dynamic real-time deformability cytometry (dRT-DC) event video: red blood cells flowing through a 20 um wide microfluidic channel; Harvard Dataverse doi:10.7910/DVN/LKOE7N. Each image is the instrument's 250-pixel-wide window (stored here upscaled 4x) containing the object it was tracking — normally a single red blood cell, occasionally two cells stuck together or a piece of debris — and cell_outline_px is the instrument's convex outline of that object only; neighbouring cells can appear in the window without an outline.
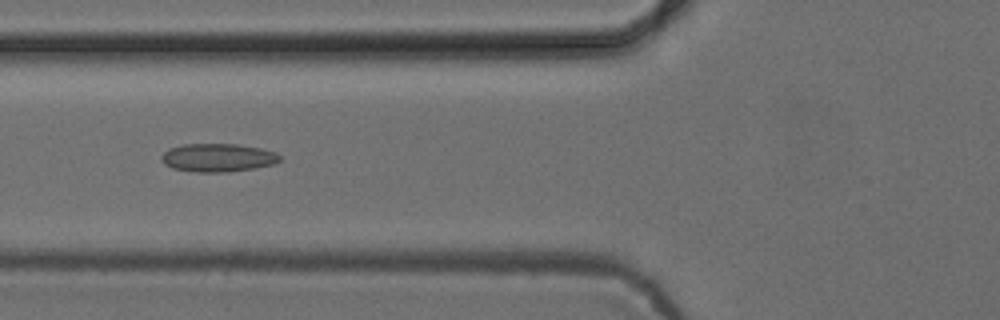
{"species": "common noctule bat (a hibernating species)", "species_latin": "Nyctalus noctula", "temperature_condition": "cold", "stored_images_in_passage": 52, "camera_frame_rate_fps": 3000, "um_per_image_px": 0.085, "animal": {"sex": "female", "body_mass_g": 24.6, "forearm_length_mm": 56.2}, "frame": {"image": 1, "passage_image": 20, "time_ms": 6.333, "image_size_px": [1000, 320], "cell_outline_px": [[280, 160], [272, 164], [256, 168], [228, 172], [196, 172], [172, 168], [164, 164], [160, 160], [160, 156], [168, 148], [184, 144], [236, 144], [260, 148], [276, 152], [280, 156]], "centroid_in_image_um": [18.48, 13.4], "position_along_channel_um": 107.3, "area_um2": 19.59}}
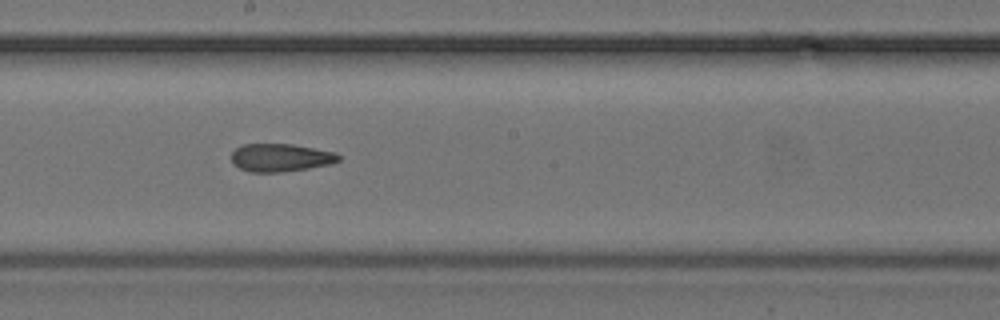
{"frame": {"image": 2, "passage_image": 29, "time_ms": 9.333, "image_size_px": [1000, 320], "cell_outline_px": [[340, 160], [332, 164], [308, 168], [280, 172], [252, 172], [240, 168], [232, 164], [232, 152], [236, 148], [244, 144], [292, 144], [336, 152], [340, 156]], "centroid_in_image_um": [23.86, 13.39], "position_along_channel_um": 224.3, "area_um2": 17.46}}
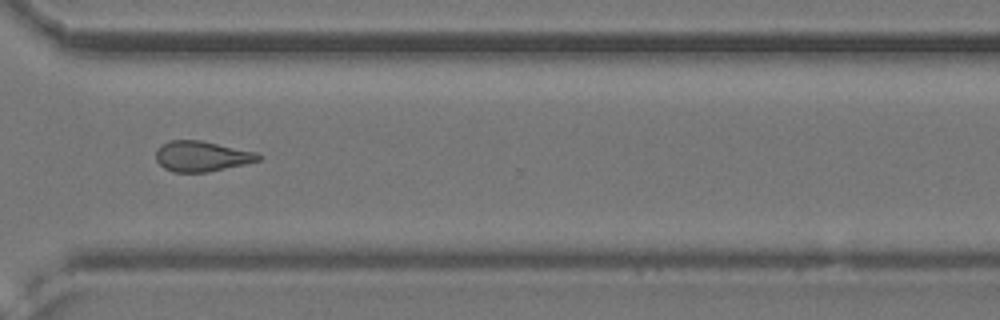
{"frame": {"image": 3, "passage_image": 39, "time_ms": 12.667, "image_size_px": [1000, 320], "cell_outline_px": [[264, 156], [260, 160], [244, 164], [208, 172], [172, 172], [164, 168], [156, 160], [156, 148], [160, 144], [168, 140], [200, 140], [256, 152]], "centroid_in_image_um": [17.12, 13.27], "position_along_channel_um": 353.5, "area_um2": 18.26}, "authors_computed_cell_mechanics": {"area_um2": 18.5249, "velocity_mm_per_s": 3.8812, "shape_relaxation_time_tau1_ms": null, "shape_relaxation_time_tau2_ms": 3.7622, "deformation_change_tau1": null, "deformation_change_tau2": 0.1239}}